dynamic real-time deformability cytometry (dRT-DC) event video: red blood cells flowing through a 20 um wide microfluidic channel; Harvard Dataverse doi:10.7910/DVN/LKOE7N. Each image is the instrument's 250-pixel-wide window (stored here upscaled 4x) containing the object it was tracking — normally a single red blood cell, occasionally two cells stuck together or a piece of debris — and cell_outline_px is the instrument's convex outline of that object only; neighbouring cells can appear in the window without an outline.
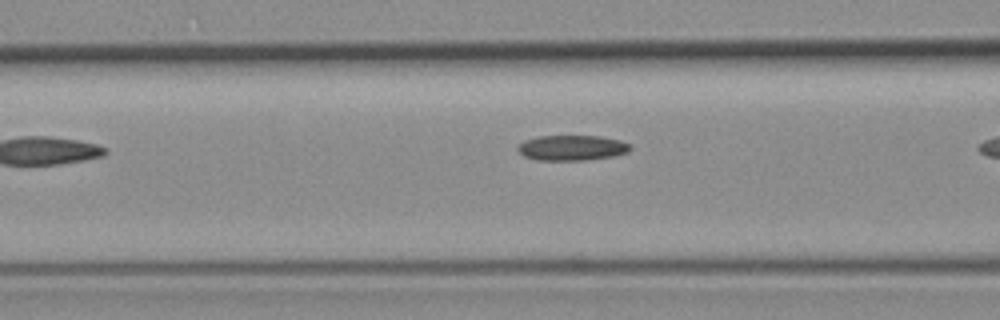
{"species": "common noctule bat (a hibernating species)", "species_latin": "Nyctalus noctula", "temperature_condition": "room temperature", "stored_images_in_passage": 7, "camera_frame_rate_fps": 3000, "um_per_image_px": 0.085, "animal": {"sex": "female", "body_mass_g": 19.3, "forearm_length_mm": 54.1}, "frame": {"image": 1, "passage_image": 6, "time_ms": 1.667, "image_size_px": [1000, 320], "cell_outline_px": [[632, 148], [628, 152], [612, 156], [588, 160], [536, 160], [524, 156], [516, 148], [524, 140], [536, 136], [600, 136], [620, 140], [632, 144]], "centroid_in_image_um": [48.63, 12.56], "position_along_channel_um": 118.0, "area_um2": 16.7}}